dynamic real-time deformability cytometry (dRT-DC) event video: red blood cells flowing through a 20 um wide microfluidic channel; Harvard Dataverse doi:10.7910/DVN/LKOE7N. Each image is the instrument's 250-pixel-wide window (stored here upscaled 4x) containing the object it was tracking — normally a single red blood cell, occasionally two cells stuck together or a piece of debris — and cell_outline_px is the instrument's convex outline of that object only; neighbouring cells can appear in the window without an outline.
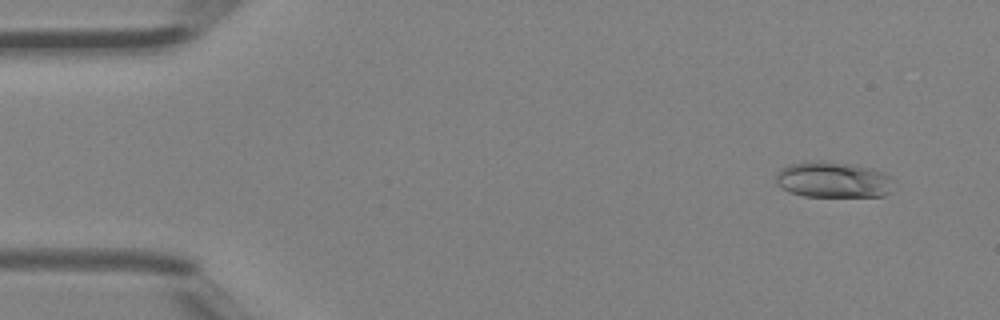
{"species": "Egyptian fruit bat (a non-hibernating species)", "species_latin": "Rousettus aegyptiacus", "temperature_condition": "room temperature", "stored_images_in_passage": 46, "camera_frame_rate_fps": 3000, "um_per_image_px": 0.085, "animal": {"sex": "female"}, "frame": {"image": 1, "passage_image": 4, "time_ms": 1.0, "image_size_px": [1000, 320], "cell_outline_px": [[892, 192], [884, 196], [804, 196], [788, 192], [776, 184], [776, 172], [780, 168], [788, 164], [804, 160], [828, 160], [852, 164], [872, 168], [884, 172], [892, 176]], "centroid_in_image_um": [70.8, 15.25], "position_along_channel_um": 14.2, "area_um2": 25.37}}
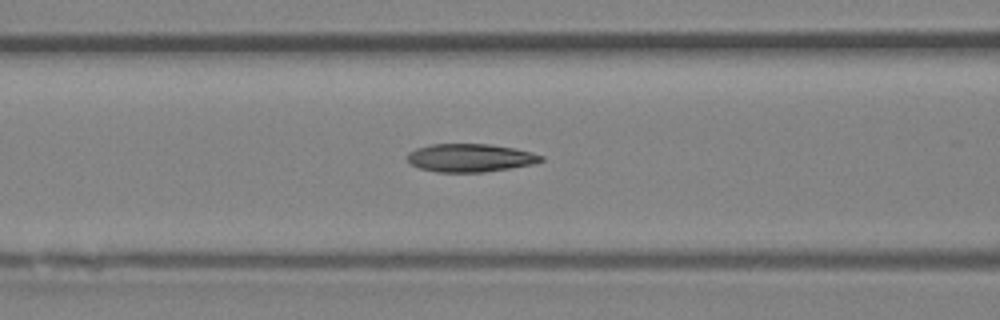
{"frame": {"image": 2, "passage_image": 19, "time_ms": 6.0, "image_size_px": [1000, 320], "cell_outline_px": [[544, 160], [536, 164], [484, 172], [436, 172], [420, 168], [412, 164], [408, 160], [408, 152], [416, 148], [432, 144], [488, 144], [512, 148], [544, 156]], "centroid_in_image_um": [39.97, 13.42], "position_along_channel_um": 126.6, "area_um2": 21.79}}
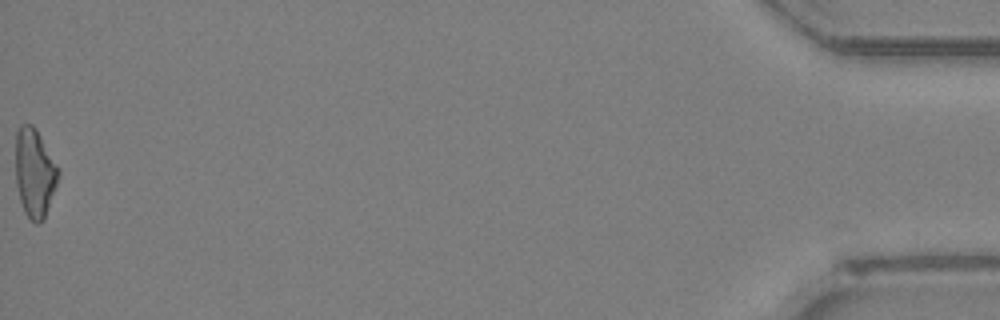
{"frame": {"image": 3, "passage_image": 46, "time_ms": 15.0, "image_size_px": [1000, 320], "cell_outline_px": [[60, 176], [44, 220], [40, 224], [36, 224], [24, 212], [20, 200], [16, 184], [16, 132], [20, 124], [32, 124], [36, 128], [60, 168]], "centroid_in_image_um": [2.97, 14.69], "position_along_channel_um": 432.2, "area_um2": 22.43}, "authors_computed_cell_mechanics": {"area_um2": 21.7906, "velocity_mm_per_s": 4.5568, "shape_relaxation_time_tau1_ms": null, "shape_relaxation_time_tau2_ms": 2.9604, "deformation_change_tau1": null, "deformation_change_tau2": 0.1155}}